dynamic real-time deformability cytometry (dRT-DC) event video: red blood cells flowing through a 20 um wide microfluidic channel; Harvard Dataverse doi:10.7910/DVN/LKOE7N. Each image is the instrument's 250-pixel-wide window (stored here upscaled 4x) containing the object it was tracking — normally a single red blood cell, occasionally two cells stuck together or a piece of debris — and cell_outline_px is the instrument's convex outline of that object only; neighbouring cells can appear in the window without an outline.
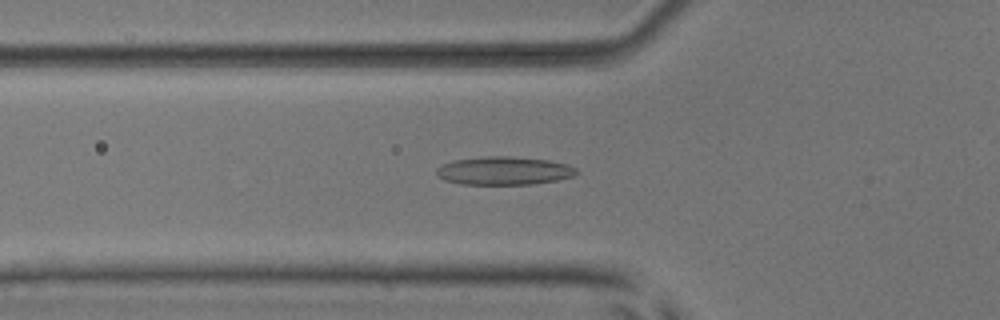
{"species": "common noctule bat (a hibernating species)", "species_latin": "Nyctalus noctula", "temperature_condition": "room temperature", "stored_images_in_passage": 42, "camera_frame_rate_fps": 3000, "um_per_image_px": 0.085, "animal": {"sex": "male", "body_mass_g": 17.9, "forearm_length_mm": 54.2}, "frame": {"image": 1, "passage_image": 8, "time_ms": 2.333, "image_size_px": [1000, 320], "cell_outline_px": [[580, 172], [572, 176], [556, 180], [532, 184], [460, 184], [444, 180], [436, 172], [436, 168], [440, 164], [456, 160], [488, 156], [508, 156], [548, 160], [568, 164], [576, 168]], "centroid_in_image_um": [42.84, 14.51], "position_along_channel_um": 83.0, "area_um2": 22.95}}
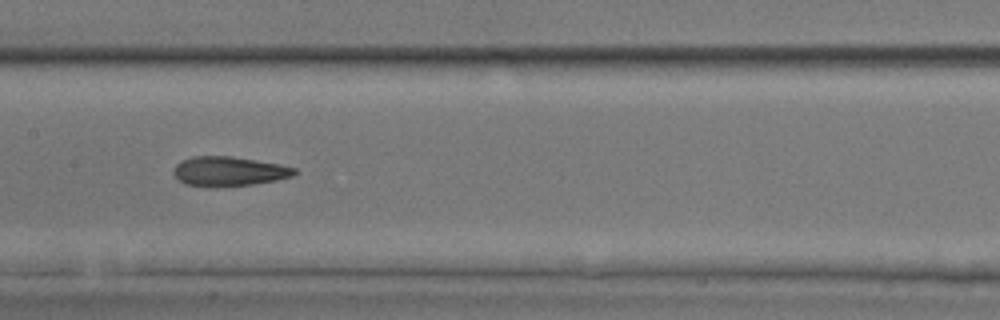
{"frame": {"image": 2, "passage_image": 16, "time_ms": 5.0, "image_size_px": [1000, 320], "cell_outline_px": [[296, 172], [292, 176], [276, 180], [252, 184], [184, 184], [176, 180], [172, 172], [176, 164], [180, 160], [192, 156], [232, 156], [280, 164], [296, 168]], "centroid_in_image_um": [19.43, 14.51], "position_along_channel_um": 188.0, "area_um2": 20.17}}
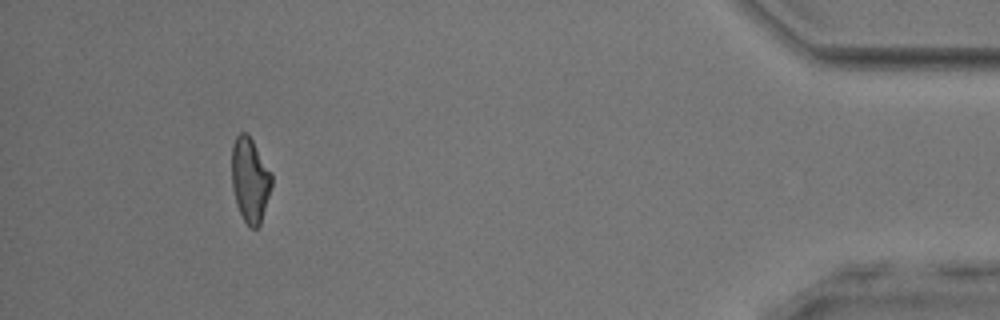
{"frame": {"image": 3, "passage_image": 38, "time_ms": 12.333, "image_size_px": [1000, 320], "cell_outline_px": [[272, 184], [260, 224], [256, 228], [252, 228], [244, 220], [236, 204], [232, 188], [232, 144], [236, 136], [240, 132], [248, 132], [272, 172]], "centroid_in_image_um": [21.25, 15.24], "position_along_channel_um": 414.0, "area_um2": 19.77}, "authors_computed_cell_mechanics": {"area_um2": 20.519, "velocity_mm_per_s": 3.9274, "shape_relaxation_time_tau1_ms": 10.0987, "shape_relaxation_time_tau2_ms": 3.1249, "deformation_change_tau1": 0.2418, "deformation_change_tau2": 0.1275}}